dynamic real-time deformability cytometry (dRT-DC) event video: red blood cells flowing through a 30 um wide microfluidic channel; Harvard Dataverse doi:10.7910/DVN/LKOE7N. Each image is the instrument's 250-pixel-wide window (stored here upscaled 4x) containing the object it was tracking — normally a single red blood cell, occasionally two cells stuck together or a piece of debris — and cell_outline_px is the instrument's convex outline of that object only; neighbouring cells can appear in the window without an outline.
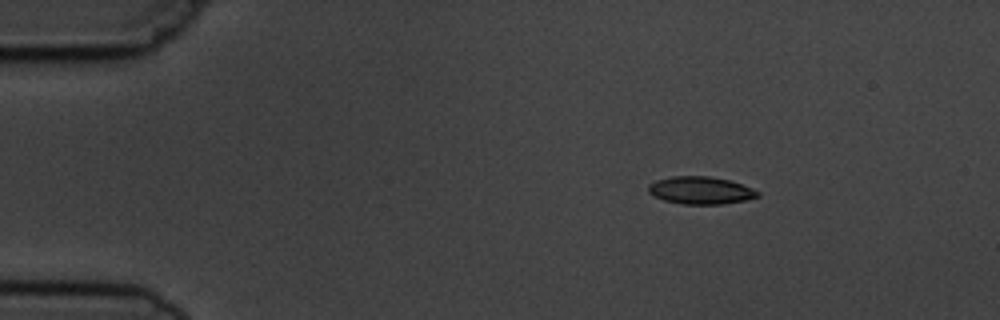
{"species": "common noctule bat (a hibernating species)", "species_latin": "Nyctalus noctula", "temperature_condition": "cold", "stored_images_in_passage": 7, "camera_frame_rate_fps": 3000, "um_per_image_px": 0.085, "animal": {"sex": "male", "body_mass_g": 19.5, "forearm_length_mm": 54.6}, "frame": {"image": 1, "passage_image": 3, "time_ms": 2.333, "image_size_px": [1000, 320], "cell_outline_px": [[760, 196], [744, 200], [720, 204], [684, 204], [664, 200], [648, 192], [648, 184], [656, 180], [672, 176], [708, 176], [728, 180], [752, 188], [760, 192]], "centroid_in_image_um": [59.54, 16.17], "position_along_channel_um": 25.5, "area_um2": 17.34}}
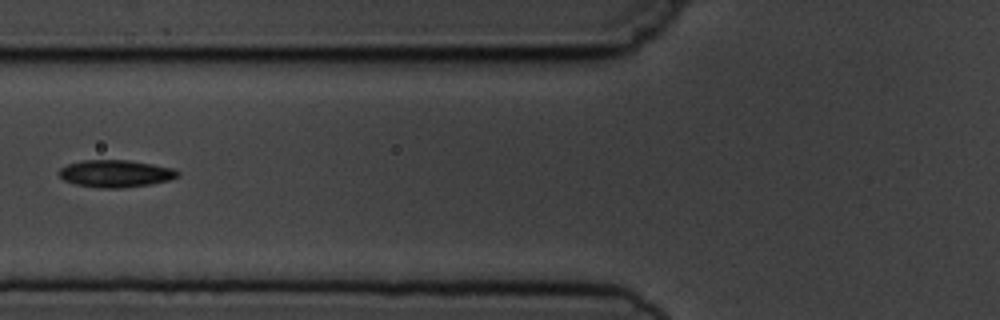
{"frame": {"image": 2, "passage_image": 6, "time_ms": 6.667, "image_size_px": [1000, 320], "cell_outline_px": [[180, 176], [168, 180], [152, 184], [124, 188], [100, 188], [76, 184], [64, 180], [60, 176], [60, 168], [68, 164], [84, 160], [128, 160], [176, 168], [180, 172]], "centroid_in_image_um": [9.88, 14.75], "position_along_channel_um": 115.9, "area_um2": 18.9}}
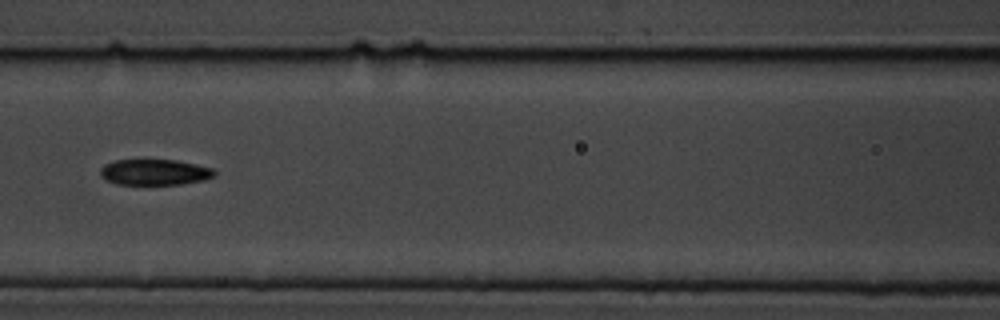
{"frame": {"image": 3, "passage_image": 7, "time_ms": 7.667, "image_size_px": [1000, 320], "cell_outline_px": [[216, 176], [204, 180], [180, 184], [116, 184], [104, 180], [100, 176], [100, 168], [104, 164], [116, 160], [176, 160], [216, 168]], "centroid_in_image_um": [13.16, 14.63], "position_along_channel_um": 153.4, "area_um2": 17.4}}